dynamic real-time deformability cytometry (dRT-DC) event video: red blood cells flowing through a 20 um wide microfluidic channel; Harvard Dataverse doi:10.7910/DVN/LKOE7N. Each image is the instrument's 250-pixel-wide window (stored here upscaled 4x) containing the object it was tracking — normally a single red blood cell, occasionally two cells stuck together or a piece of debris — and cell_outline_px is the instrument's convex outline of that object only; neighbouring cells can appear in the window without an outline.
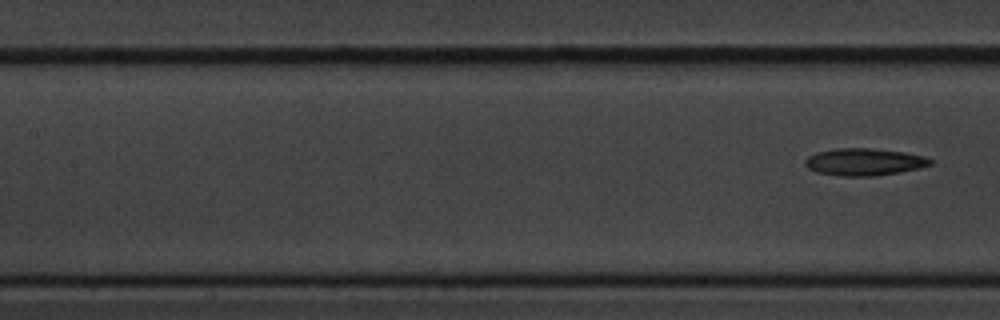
{"species": "common noctule bat (a hibernating species)", "species_latin": "Nyctalus noctula", "temperature_condition": "cold", "stored_images_in_passage": 8, "segment_of_instrument_passage": [2, 2], "camera_frame_rate_fps": 3000, "um_per_image_px": 0.085, "animal": {"sex": "male", "body_mass_g": 20.1, "forearm_length_mm": 53.5}, "frame": {"image": 1, "passage_image": 8, "time_ms": 9.333, "image_size_px": [1000, 320], "cell_outline_px": [[932, 164], [920, 168], [900, 172], [872, 176], [840, 176], [816, 172], [808, 168], [804, 164], [804, 160], [808, 156], [816, 152], [836, 148], [868, 148], [904, 152], [924, 156], [932, 160]], "centroid_in_image_um": [73.43, 13.76], "position_along_channel_um": 134.0, "area_um2": 19.88}}